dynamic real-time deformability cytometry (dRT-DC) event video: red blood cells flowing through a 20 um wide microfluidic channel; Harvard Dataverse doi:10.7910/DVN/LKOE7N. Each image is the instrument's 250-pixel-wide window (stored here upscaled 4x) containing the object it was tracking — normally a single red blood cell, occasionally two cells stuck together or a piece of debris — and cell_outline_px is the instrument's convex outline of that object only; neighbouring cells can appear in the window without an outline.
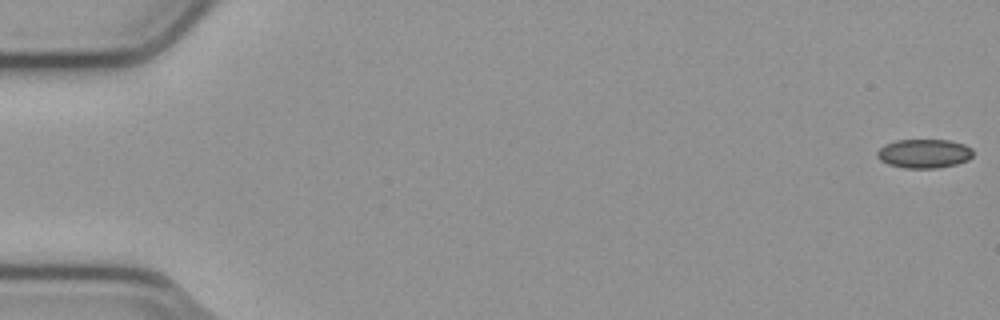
{"species": "common noctule bat (a hibernating species)", "species_latin": "Nyctalus noctula", "temperature_condition": "cold", "stored_images_in_passage": 55, "camera_frame_rate_fps": 3000, "um_per_image_px": 0.085, "animal": {"sex": "male", "body_mass_g": 23.1, "forearm_length_mm": 52.7}, "frame": {"image": 1, "passage_image": 1, "time_ms": 0.0, "image_size_px": [1000, 320], "cell_outline_px": [[972, 156], [968, 160], [956, 164], [936, 168], [904, 168], [888, 164], [880, 160], [876, 156], [876, 152], [884, 144], [896, 140], [948, 140], [964, 144], [972, 148]], "centroid_in_image_um": [78.53, 13.05], "position_along_channel_um": 6.5, "area_um2": 16.24}}
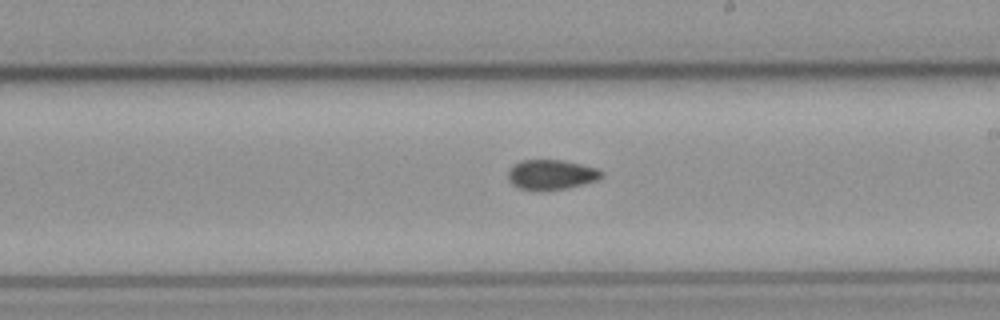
{"frame": {"image": 2, "passage_image": 32, "time_ms": 10.333, "image_size_px": [1000, 320], "cell_outline_px": [[604, 176], [596, 180], [568, 188], [544, 192], [520, 188], [512, 184], [508, 180], [508, 172], [512, 164], [520, 160], [560, 160], [580, 164], [596, 168], [604, 172]], "centroid_in_image_um": [46.83, 14.86], "position_along_channel_um": 242.2, "area_um2": 16.53}}
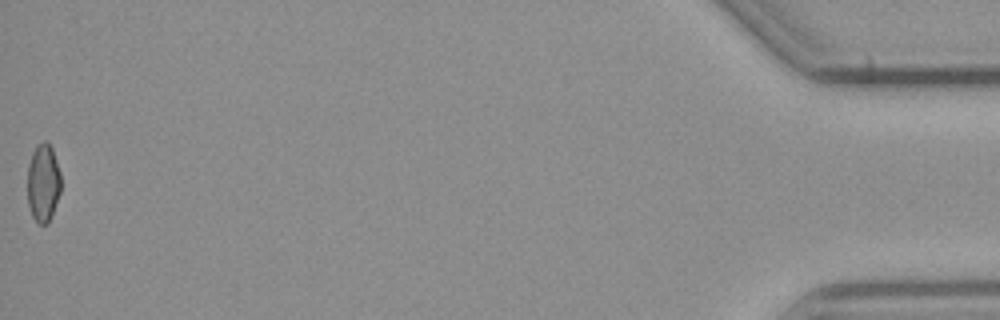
{"frame": {"image": 3, "passage_image": 55, "time_ms": 18.0, "image_size_px": [1000, 320], "cell_outline_px": [[60, 192], [48, 224], [36, 224], [32, 216], [28, 204], [28, 164], [32, 152], [36, 144], [44, 140], [52, 148], [60, 172]], "centroid_in_image_um": [3.65, 15.54], "position_along_channel_um": 431.5, "area_um2": 15.26}, "authors_computed_cell_mechanics": {"area_um2": 16.3574, "velocity_mm_per_s": 3.8127, "shape_relaxation_time_tau1_ms": null, "shape_relaxation_time_tau2_ms": 6.8939, "deformation_change_tau1": null, "deformation_change_tau2": 0.1074}}